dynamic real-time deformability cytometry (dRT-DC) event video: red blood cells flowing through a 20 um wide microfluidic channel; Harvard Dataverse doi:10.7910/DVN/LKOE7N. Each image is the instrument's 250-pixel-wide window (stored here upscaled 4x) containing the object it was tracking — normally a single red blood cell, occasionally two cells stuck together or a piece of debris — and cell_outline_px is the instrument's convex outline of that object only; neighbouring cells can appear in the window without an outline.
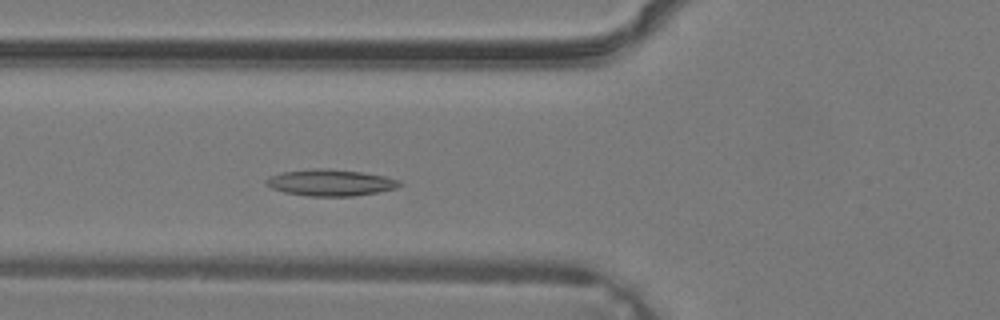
{"species": "common noctule bat (a hibernating species)", "species_latin": "Nyctalus noctula", "temperature_condition": "warm", "stored_images_in_passage": 19, "camera_frame_rate_fps": 3000, "um_per_image_px": 0.085, "animal": {"sex": "male", "body_mass_g": 19.2, "forearm_length_mm": 51.8}, "frame": {"image": 1, "passage_image": 3, "time_ms": 0.667, "image_size_px": [1000, 320], "cell_outline_px": [[404, 184], [396, 188], [376, 192], [352, 196], [308, 196], [284, 192], [272, 188], [264, 184], [264, 180], [272, 176], [284, 172], [316, 168], [328, 168], [360, 172], [384, 176], [400, 180]], "centroid_in_image_um": [28.09, 15.52], "position_along_channel_um": 97.7, "area_um2": 20.46}}
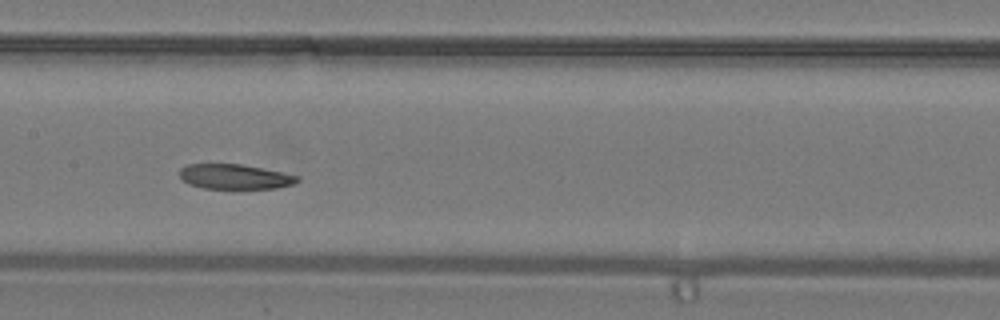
{"frame": {"image": 2, "passage_image": 8, "time_ms": 2.333, "image_size_px": [1000, 320], "cell_outline_px": [[300, 180], [292, 184], [276, 188], [204, 188], [188, 184], [180, 180], [180, 168], [188, 164], [240, 164], [300, 176]], "centroid_in_image_um": [19.91, 15.01], "position_along_channel_um": 187.5, "area_um2": 16.94}}
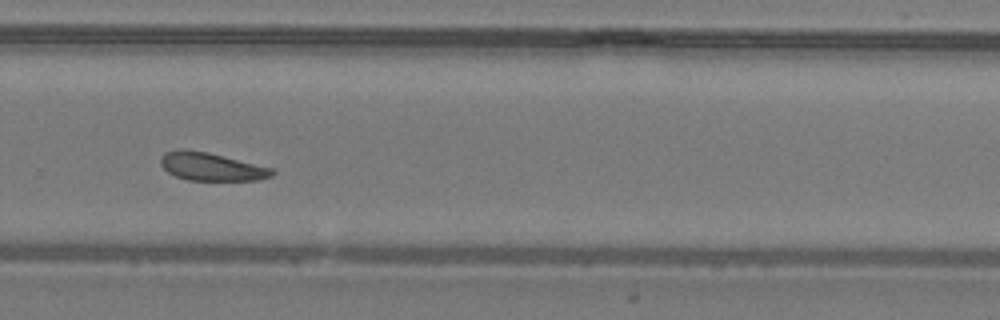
{"frame": {"image": 3, "passage_image": 15, "time_ms": 4.667, "image_size_px": [1000, 320], "cell_outline_px": [[276, 172], [272, 176], [260, 180], [188, 180], [176, 176], [168, 172], [160, 164], [160, 156], [164, 152], [176, 148], [184, 148], [208, 152], [272, 168]], "centroid_in_image_um": [17.93, 14.15], "position_along_channel_um": 311.9, "area_um2": 18.38}}